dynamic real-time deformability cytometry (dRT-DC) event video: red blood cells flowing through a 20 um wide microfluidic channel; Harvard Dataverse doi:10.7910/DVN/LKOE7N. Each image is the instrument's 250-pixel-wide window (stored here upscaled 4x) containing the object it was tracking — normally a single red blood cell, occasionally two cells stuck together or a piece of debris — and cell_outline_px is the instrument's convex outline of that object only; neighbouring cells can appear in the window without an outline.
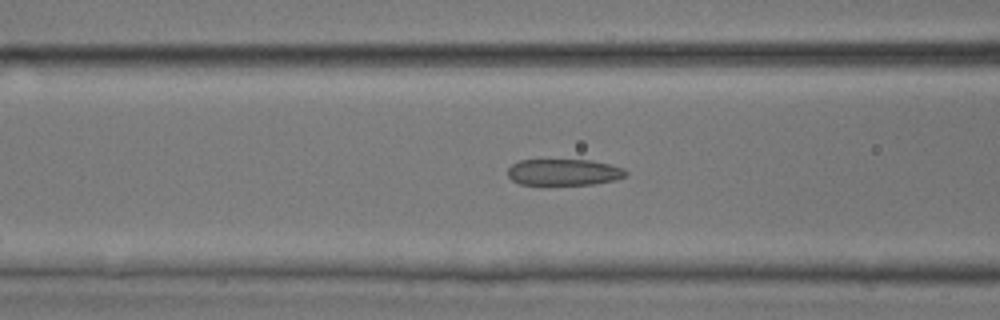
{"species": "common noctule bat (a hibernating species)", "species_latin": "Nyctalus noctula", "temperature_condition": "room temperature", "stored_images_in_passage": 21, "camera_frame_rate_fps": 3000, "um_per_image_px": 0.085, "animal": {"sex": "male", "body_mass_g": 17.9, "forearm_length_mm": 54.2}, "frame": {"image": 1, "passage_image": 17, "time_ms": 5.333, "image_size_px": [1000, 320], "cell_outline_px": [[628, 176], [616, 180], [592, 184], [520, 184], [512, 180], [508, 176], [508, 168], [512, 164], [520, 160], [592, 160], [624, 168], [628, 172]], "centroid_in_image_um": [47.96, 14.63], "position_along_channel_um": 118.6, "area_um2": 18.15}}